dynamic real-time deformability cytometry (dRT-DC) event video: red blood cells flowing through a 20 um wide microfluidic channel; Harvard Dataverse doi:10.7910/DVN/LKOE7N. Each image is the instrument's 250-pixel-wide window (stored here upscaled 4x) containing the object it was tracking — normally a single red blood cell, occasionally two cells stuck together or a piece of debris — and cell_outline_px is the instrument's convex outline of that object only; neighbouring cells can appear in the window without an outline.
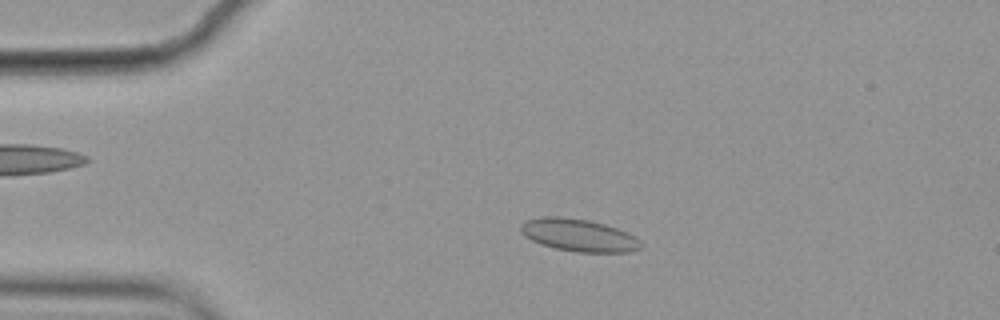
{"species": "common noctule bat (a hibernating species)", "species_latin": "Nyctalus noctula", "temperature_condition": "cold", "stored_images_in_passage": 3, "camera_frame_rate_fps": 3000, "um_per_image_px": 0.085, "animal": {"sex": "female", "body_mass_g": 19.9}, "frame": {"image": 1, "passage_image": 2, "time_ms": 0.333, "image_size_px": [1000, 320], "cell_outline_px": [[644, 244], [640, 248], [632, 252], [576, 252], [556, 248], [540, 244], [524, 236], [520, 232], [520, 224], [524, 220], [544, 216], [560, 216], [588, 220], [604, 224], [616, 228], [636, 236]], "centroid_in_image_um": [49.18, 19.99], "position_along_channel_um": 35.8, "area_um2": 22.95}}